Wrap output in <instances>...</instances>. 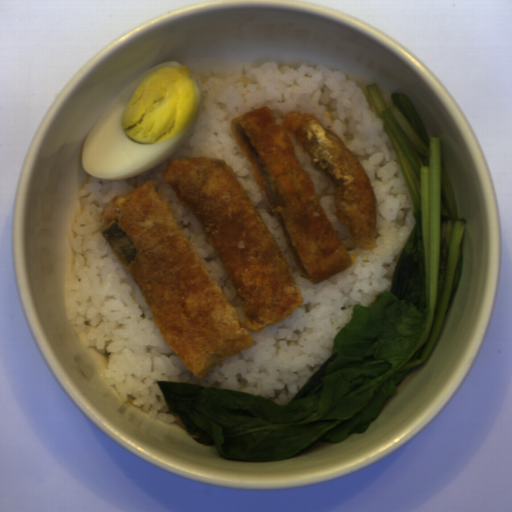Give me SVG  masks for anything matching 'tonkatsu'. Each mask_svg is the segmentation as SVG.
<instances>
[{
  "mask_svg": "<svg viewBox=\"0 0 512 512\" xmlns=\"http://www.w3.org/2000/svg\"><path fill=\"white\" fill-rule=\"evenodd\" d=\"M163 181L203 228L242 306L243 321L182 232L159 179L103 209L100 231L138 285L161 334L201 380L248 349L304 296L273 232L219 158L168 159Z\"/></svg>",
  "mask_w": 512,
  "mask_h": 512,
  "instance_id": "1",
  "label": "tonkatsu"
},
{
  "mask_svg": "<svg viewBox=\"0 0 512 512\" xmlns=\"http://www.w3.org/2000/svg\"><path fill=\"white\" fill-rule=\"evenodd\" d=\"M231 129L299 275L316 285L352 267L353 262L321 205L309 172L302 169L289 134L313 165L331 178L339 223L355 244L375 250L378 214L374 186L360 160L317 116L289 111L279 123L273 110L263 106L234 118Z\"/></svg>",
  "mask_w": 512,
  "mask_h": 512,
  "instance_id": "2",
  "label": "tonkatsu"
}]
</instances>
